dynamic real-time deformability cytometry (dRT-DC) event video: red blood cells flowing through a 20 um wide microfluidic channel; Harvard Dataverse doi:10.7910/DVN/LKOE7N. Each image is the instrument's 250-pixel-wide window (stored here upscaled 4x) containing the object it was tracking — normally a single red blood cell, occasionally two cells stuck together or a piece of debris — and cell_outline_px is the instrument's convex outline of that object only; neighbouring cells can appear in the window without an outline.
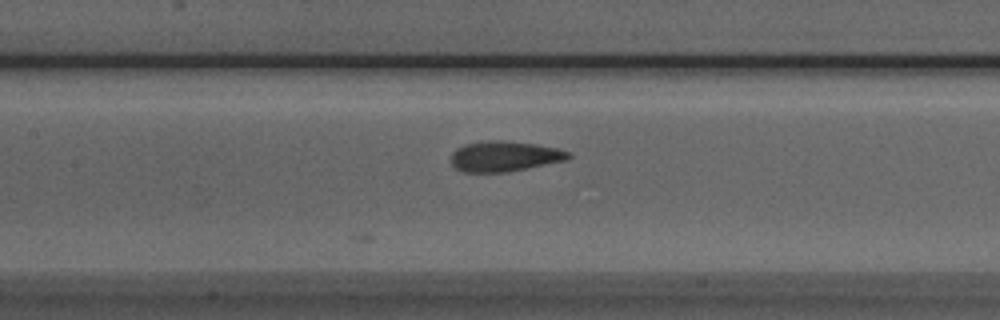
{"species": "Egyptian fruit bat (a non-hibernating species)", "species_latin": "Rousettus aegyptiacus", "temperature_condition": "room temperature", "stored_images_in_passage": 11, "camera_frame_rate_fps": 3000, "um_per_image_px": 0.085, "animal": {"sex": "male"}, "frame": {"image": 1, "passage_image": 11, "time_ms": 3.333, "image_size_px": [1000, 320], "cell_outline_px": [[572, 156], [568, 160], [508, 172], [464, 172], [456, 168], [452, 164], [452, 152], [456, 148], [464, 144], [480, 140], [504, 140], [536, 144], [556, 148], [568, 152]], "centroid_in_image_um": [42.87, 13.27], "position_along_channel_um": 164.5, "area_um2": 20.98}}